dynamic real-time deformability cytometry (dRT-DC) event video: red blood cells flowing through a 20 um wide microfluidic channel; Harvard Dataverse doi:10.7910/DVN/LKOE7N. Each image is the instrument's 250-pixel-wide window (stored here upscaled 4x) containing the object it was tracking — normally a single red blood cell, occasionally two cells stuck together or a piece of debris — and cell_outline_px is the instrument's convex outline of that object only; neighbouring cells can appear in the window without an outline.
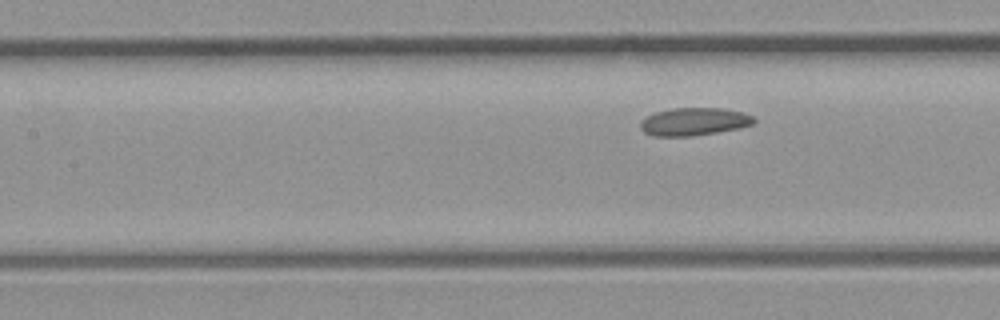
{"species": "common noctule bat (a hibernating species)", "species_latin": "Nyctalus noctula", "temperature_condition": "room temperature", "stored_images_in_passage": 7, "segment_of_instrument_passage": [2, 2], "camera_frame_rate_fps": 3000, "um_per_image_px": 0.085, "animal": {"sex": "male", "body_mass_g": 23.1, "forearm_length_mm": 52.7}, "frame": {"image": 1, "passage_image": 7, "time_ms": 2.0, "image_size_px": [1000, 320], "cell_outline_px": [[756, 120], [752, 124], [740, 128], [692, 136], [652, 136], [644, 132], [640, 128], [640, 120], [656, 112], [672, 108], [724, 108], [744, 112], [752, 116]], "centroid_in_image_um": [58.99, 10.33], "position_along_channel_um": 148.4, "area_um2": 18.44}}